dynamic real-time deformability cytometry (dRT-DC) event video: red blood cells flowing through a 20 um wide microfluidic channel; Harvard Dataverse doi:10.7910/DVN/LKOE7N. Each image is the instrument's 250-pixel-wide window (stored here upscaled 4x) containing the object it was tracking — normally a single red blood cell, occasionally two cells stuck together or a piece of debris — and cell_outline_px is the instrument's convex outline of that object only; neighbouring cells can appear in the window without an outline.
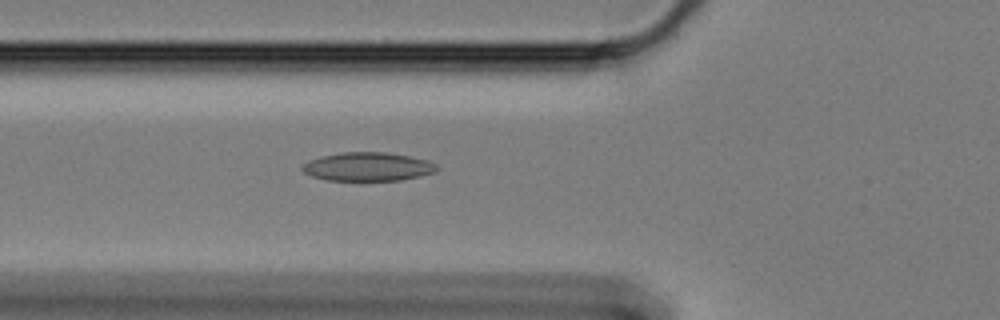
{"species": "Egyptian fruit bat (a non-hibernating species)", "species_latin": "Rousettus aegyptiacus", "temperature_condition": "cold", "stored_images_in_passage": 44, "camera_frame_rate_fps": 3000, "um_per_image_px": 0.085, "animal": {"sex": "female"}, "frame": {"image": 1, "passage_image": 5, "time_ms": 1.333, "image_size_px": [1000, 320], "cell_outline_px": [[440, 168], [436, 172], [420, 176], [400, 180], [324, 180], [312, 176], [304, 172], [300, 168], [308, 160], [340, 152], [384, 152], [408, 156], [428, 160], [436, 164]], "centroid_in_image_um": [31.28, 14.17], "position_along_channel_um": 94.5, "area_um2": 22.43}}
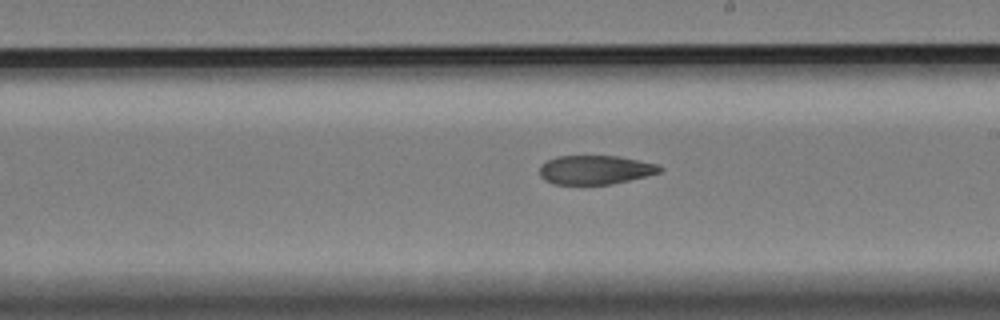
{"frame": {"image": 2, "passage_image": 18, "time_ms": 5.667, "image_size_px": [1000, 320], "cell_outline_px": [[664, 168], [660, 172], [612, 184], [552, 184], [544, 180], [540, 176], [540, 168], [548, 160], [556, 156], [620, 156], [660, 164]], "centroid_in_image_um": [50.62, 14.43], "position_along_channel_um": 238.4, "area_um2": 20.29}}
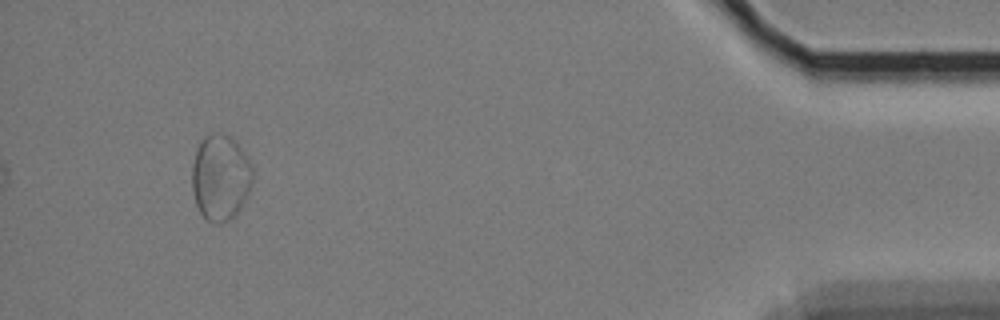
{"frame": {"image": 3, "passage_image": 40, "time_ms": 13.0, "image_size_px": [1000, 320], "cell_outline_px": [[252, 184], [248, 196], [240, 208], [228, 220], [220, 224], [216, 224], [208, 220], [200, 212], [196, 204], [192, 188], [192, 164], [196, 148], [200, 140], [204, 136], [232, 136], [240, 144], [248, 156], [252, 164]], "centroid_in_image_um": [18.75, 15.08], "position_along_channel_um": 416.4, "area_um2": 30.46}}